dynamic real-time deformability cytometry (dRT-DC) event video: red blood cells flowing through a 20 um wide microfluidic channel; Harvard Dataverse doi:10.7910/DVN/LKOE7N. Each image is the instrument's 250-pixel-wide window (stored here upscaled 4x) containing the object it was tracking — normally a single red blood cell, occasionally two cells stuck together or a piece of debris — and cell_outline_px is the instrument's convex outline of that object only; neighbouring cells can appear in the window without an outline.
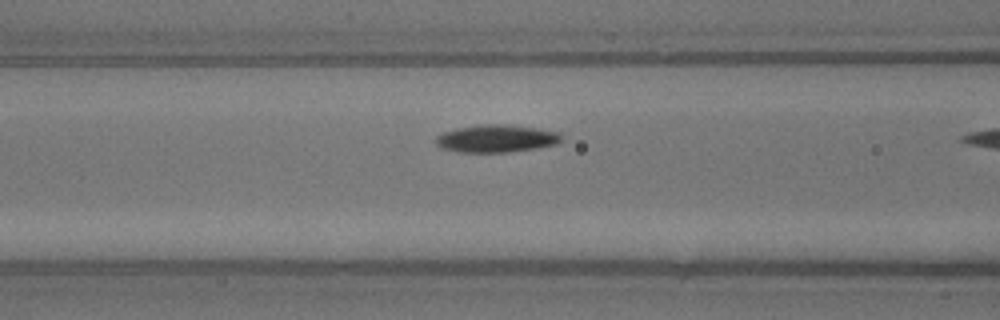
{"species": "common noctule bat (a hibernating species)", "species_latin": "Nyctalus noctula", "temperature_condition": "warm", "stored_images_in_passage": 8, "camera_frame_rate_fps": 3000, "um_per_image_px": 0.085, "animal": {"sex": "male", "body_mass_g": 13.3}, "frame": {"image": 1, "passage_image": 7, "time_ms": 2.0, "image_size_px": [1000, 320], "cell_outline_px": [[564, 140], [556, 144], [536, 148], [508, 152], [456, 152], [440, 148], [436, 144], [436, 136], [444, 132], [456, 128], [488, 124], [504, 124], [536, 128], [560, 132], [564, 136]], "centroid_in_image_um": [42.22, 11.78], "position_along_channel_um": 124.4, "area_um2": 20.29}}